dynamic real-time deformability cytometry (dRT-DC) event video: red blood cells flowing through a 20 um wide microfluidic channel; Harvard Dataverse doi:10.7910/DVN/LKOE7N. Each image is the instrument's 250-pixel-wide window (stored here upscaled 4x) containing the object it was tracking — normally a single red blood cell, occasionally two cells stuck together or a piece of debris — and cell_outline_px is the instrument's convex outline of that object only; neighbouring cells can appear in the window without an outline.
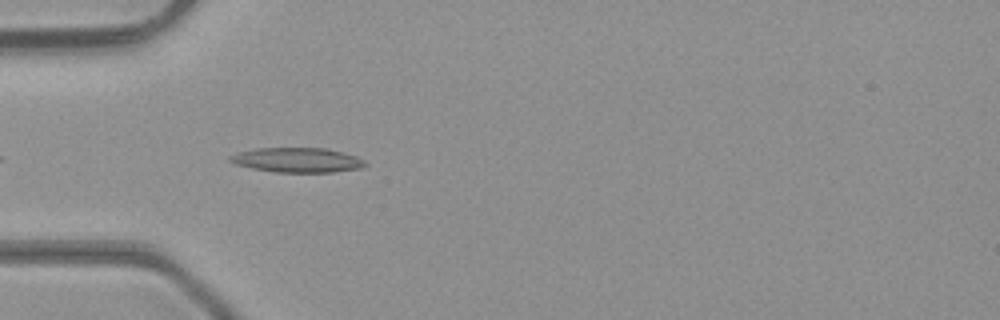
{"species": "common noctule bat (a hibernating species)", "species_latin": "Nyctalus noctula", "temperature_condition": "room temperature", "stored_images_in_passage": 8, "camera_frame_rate_fps": 3000, "um_per_image_px": 0.085, "animal": {"sex": "male", "body_mass_g": 23.1, "forearm_length_mm": 52.7}, "frame": {"image": 1, "passage_image": 4, "time_ms": 1.0, "image_size_px": [1000, 320], "cell_outline_px": [[368, 164], [364, 168], [332, 172], [276, 172], [252, 168], [236, 164], [228, 160], [228, 156], [240, 152], [256, 148], [328, 148], [344, 152], [356, 156], [364, 160]], "centroid_in_image_um": [25.32, 13.6], "position_along_channel_um": 59.7, "area_um2": 19.54}}